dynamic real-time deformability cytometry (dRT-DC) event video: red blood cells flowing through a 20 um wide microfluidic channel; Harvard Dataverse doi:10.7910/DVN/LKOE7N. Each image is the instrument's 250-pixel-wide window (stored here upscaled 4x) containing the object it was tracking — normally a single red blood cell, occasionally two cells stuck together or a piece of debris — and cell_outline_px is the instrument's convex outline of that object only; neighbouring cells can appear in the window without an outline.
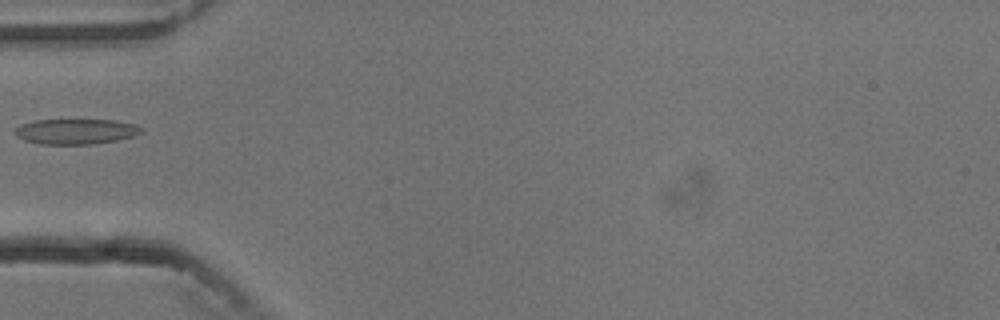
{"species": "common noctule bat (a hibernating species)", "species_latin": "Nyctalus noctula", "temperature_condition": "cold", "stored_images_in_passage": 6, "camera_frame_rate_fps": 3000, "um_per_image_px": 0.085, "animal": {"sex": "male", "body_mass_g": 13.3}, "frame": {"image": 1, "passage_image": 6, "time_ms": 5.667, "image_size_px": [1000, 320], "cell_outline_px": [[144, 128], [140, 132], [132, 136], [116, 140], [92, 144], [40, 144], [24, 140], [16, 136], [16, 128], [20, 124], [36, 120], [116, 120], [136, 124]], "centroid_in_image_um": [6.44, 11.17], "position_along_channel_um": 78.6, "area_um2": 18.55}}